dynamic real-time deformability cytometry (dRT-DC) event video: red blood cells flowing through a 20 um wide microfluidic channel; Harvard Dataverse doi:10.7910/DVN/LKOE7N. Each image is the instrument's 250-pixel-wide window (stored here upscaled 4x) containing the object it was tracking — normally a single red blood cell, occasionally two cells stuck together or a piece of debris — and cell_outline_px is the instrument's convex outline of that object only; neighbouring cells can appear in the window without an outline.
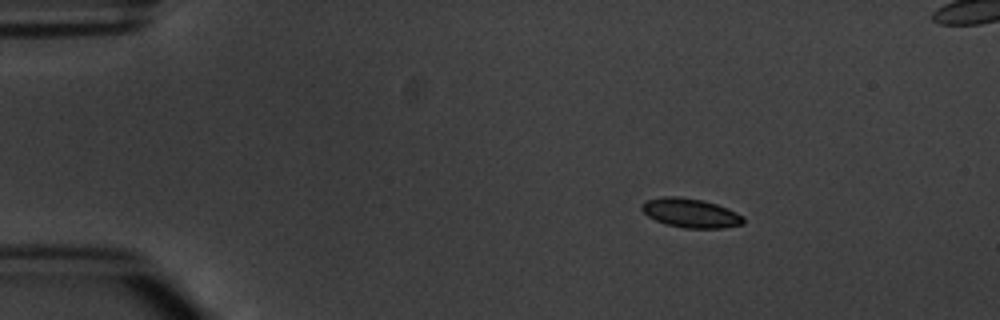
{"species": "common noctule bat (a hibernating species)", "species_latin": "Nyctalus noctula", "temperature_condition": "warm", "stored_images_in_passage": 4, "camera_frame_rate_fps": 3000, "um_per_image_px": 0.085, "animal": {"sex": "male", "body_mass_g": 20.1, "forearm_length_mm": 53.5}, "frame": {"image": 1, "passage_image": 1, "time_ms": 0.0, "image_size_px": [1000, 320], "cell_outline_px": [[744, 224], [724, 228], [684, 228], [664, 224], [648, 216], [640, 208], [640, 204], [648, 200], [660, 196], [676, 196], [704, 200], [716, 204], [736, 212], [744, 216]], "centroid_in_image_um": [58.69, 18.1], "position_along_channel_um": 26.3, "area_um2": 17.4}}